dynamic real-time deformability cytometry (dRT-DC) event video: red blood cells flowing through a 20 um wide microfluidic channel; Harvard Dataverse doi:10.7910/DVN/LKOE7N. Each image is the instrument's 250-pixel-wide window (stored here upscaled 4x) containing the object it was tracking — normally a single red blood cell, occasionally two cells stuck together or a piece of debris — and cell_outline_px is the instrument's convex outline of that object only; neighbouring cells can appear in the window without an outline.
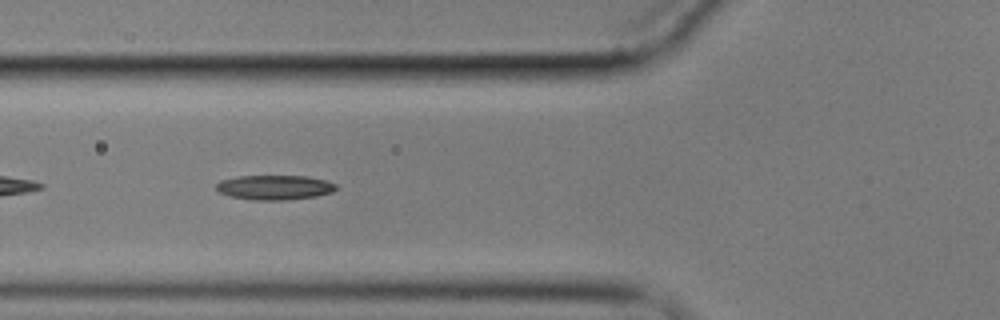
{"species": "common noctule bat (a hibernating species)", "species_latin": "Nyctalus noctula", "temperature_condition": "cold", "stored_images_in_passage": 9, "camera_frame_rate_fps": 3000, "um_per_image_px": 0.085, "animal": {"sex": "male", "body_mass_g": 17.9}, "frame": {"image": 1, "passage_image": 6, "time_ms": 5.667, "image_size_px": [1000, 320], "cell_outline_px": [[336, 188], [332, 192], [316, 196], [284, 200], [252, 200], [228, 196], [220, 192], [216, 188], [216, 184], [220, 180], [240, 176], [308, 176], [324, 180], [336, 184]], "centroid_in_image_um": [23.31, 15.93], "position_along_channel_um": 102.5, "area_um2": 17.17}}
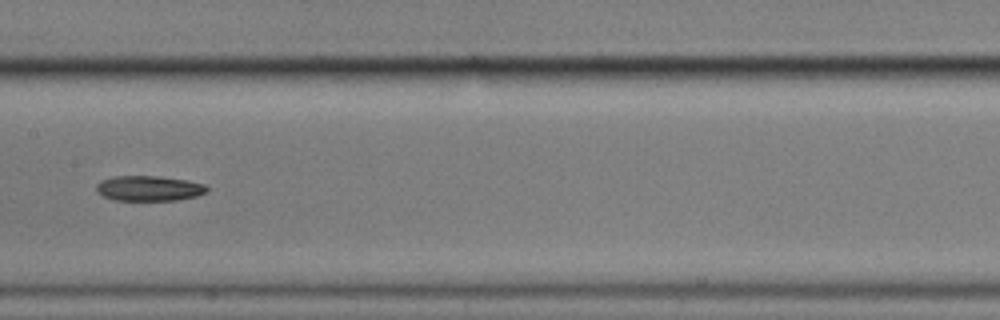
{"frame": {"image": 2, "passage_image": 8, "time_ms": 8.333, "image_size_px": [1000, 320], "cell_outline_px": [[208, 192], [196, 196], [176, 200], [112, 200], [96, 192], [96, 184], [100, 180], [116, 176], [160, 176], [188, 180], [204, 184], [208, 188]], "centroid_in_image_um": [12.65, 16.0], "position_along_channel_um": 194.7, "area_um2": 16.36}}
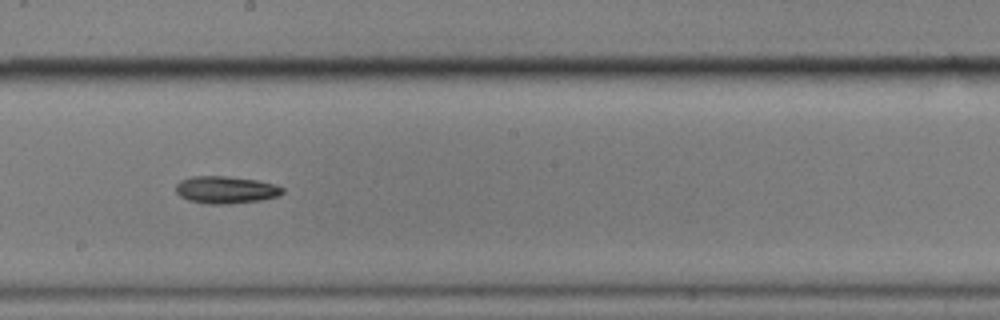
{"frame": {"image": 3, "passage_image": 9, "time_ms": 9.333, "image_size_px": [1000, 320], "cell_outline_px": [[284, 192], [276, 196], [260, 200], [228, 204], [208, 204], [188, 200], [180, 196], [176, 192], [176, 184], [180, 180], [192, 176], [224, 176], [256, 180], [276, 184], [284, 188]], "centroid_in_image_um": [19.17, 16.13], "position_along_channel_um": 229.0, "area_um2": 16.94}}